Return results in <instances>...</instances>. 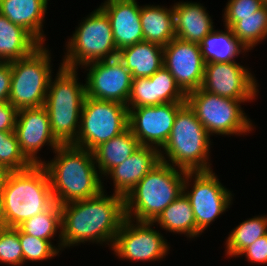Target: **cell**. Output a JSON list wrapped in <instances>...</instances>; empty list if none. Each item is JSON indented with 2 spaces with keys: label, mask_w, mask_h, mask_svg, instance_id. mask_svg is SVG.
Here are the masks:
<instances>
[{
  "label": "cell",
  "mask_w": 267,
  "mask_h": 266,
  "mask_svg": "<svg viewBox=\"0 0 267 266\" xmlns=\"http://www.w3.org/2000/svg\"><path fill=\"white\" fill-rule=\"evenodd\" d=\"M163 60L185 94L201 88L205 62L199 43L174 38L163 47Z\"/></svg>",
  "instance_id": "2e32d148"
},
{
  "label": "cell",
  "mask_w": 267,
  "mask_h": 266,
  "mask_svg": "<svg viewBox=\"0 0 267 266\" xmlns=\"http://www.w3.org/2000/svg\"><path fill=\"white\" fill-rule=\"evenodd\" d=\"M18 110L8 101L0 102V131H14Z\"/></svg>",
  "instance_id": "8d00e7d4"
},
{
  "label": "cell",
  "mask_w": 267,
  "mask_h": 266,
  "mask_svg": "<svg viewBox=\"0 0 267 266\" xmlns=\"http://www.w3.org/2000/svg\"><path fill=\"white\" fill-rule=\"evenodd\" d=\"M53 153L56 157L41 165L47 171L54 202L62 205L85 200L103 190L93 151L61 144Z\"/></svg>",
  "instance_id": "7a4b0ae2"
},
{
  "label": "cell",
  "mask_w": 267,
  "mask_h": 266,
  "mask_svg": "<svg viewBox=\"0 0 267 266\" xmlns=\"http://www.w3.org/2000/svg\"><path fill=\"white\" fill-rule=\"evenodd\" d=\"M33 164L21 152L14 131H0V168L6 172L23 171Z\"/></svg>",
  "instance_id": "1f68e13d"
},
{
  "label": "cell",
  "mask_w": 267,
  "mask_h": 266,
  "mask_svg": "<svg viewBox=\"0 0 267 266\" xmlns=\"http://www.w3.org/2000/svg\"><path fill=\"white\" fill-rule=\"evenodd\" d=\"M5 227V221L3 218V212H2V199H1V195H0V228Z\"/></svg>",
  "instance_id": "f35d334b"
},
{
  "label": "cell",
  "mask_w": 267,
  "mask_h": 266,
  "mask_svg": "<svg viewBox=\"0 0 267 266\" xmlns=\"http://www.w3.org/2000/svg\"><path fill=\"white\" fill-rule=\"evenodd\" d=\"M176 38L200 43L214 28L206 8L197 2H178L173 5Z\"/></svg>",
  "instance_id": "44dd1931"
},
{
  "label": "cell",
  "mask_w": 267,
  "mask_h": 266,
  "mask_svg": "<svg viewBox=\"0 0 267 266\" xmlns=\"http://www.w3.org/2000/svg\"><path fill=\"white\" fill-rule=\"evenodd\" d=\"M0 262L11 266L23 265V252L17 227L0 228Z\"/></svg>",
  "instance_id": "836d02e7"
},
{
  "label": "cell",
  "mask_w": 267,
  "mask_h": 266,
  "mask_svg": "<svg viewBox=\"0 0 267 266\" xmlns=\"http://www.w3.org/2000/svg\"><path fill=\"white\" fill-rule=\"evenodd\" d=\"M0 195L5 227H17L54 203L49 177L41 164L7 172Z\"/></svg>",
  "instance_id": "3957f363"
},
{
  "label": "cell",
  "mask_w": 267,
  "mask_h": 266,
  "mask_svg": "<svg viewBox=\"0 0 267 266\" xmlns=\"http://www.w3.org/2000/svg\"><path fill=\"white\" fill-rule=\"evenodd\" d=\"M41 44L22 26L0 14V62H12L30 55Z\"/></svg>",
  "instance_id": "cb8c5ba5"
},
{
  "label": "cell",
  "mask_w": 267,
  "mask_h": 266,
  "mask_svg": "<svg viewBox=\"0 0 267 266\" xmlns=\"http://www.w3.org/2000/svg\"><path fill=\"white\" fill-rule=\"evenodd\" d=\"M258 84L248 68L233 62L205 63L201 89L225 98L255 100Z\"/></svg>",
  "instance_id": "5bb4252c"
},
{
  "label": "cell",
  "mask_w": 267,
  "mask_h": 266,
  "mask_svg": "<svg viewBox=\"0 0 267 266\" xmlns=\"http://www.w3.org/2000/svg\"><path fill=\"white\" fill-rule=\"evenodd\" d=\"M165 103H186V94L164 66L150 77L132 79L128 108Z\"/></svg>",
  "instance_id": "ac0fdd59"
},
{
  "label": "cell",
  "mask_w": 267,
  "mask_h": 266,
  "mask_svg": "<svg viewBox=\"0 0 267 266\" xmlns=\"http://www.w3.org/2000/svg\"><path fill=\"white\" fill-rule=\"evenodd\" d=\"M224 31L213 29L199 44L205 63L209 62H233L240 53L248 50L234 36L229 27Z\"/></svg>",
  "instance_id": "4316f807"
},
{
  "label": "cell",
  "mask_w": 267,
  "mask_h": 266,
  "mask_svg": "<svg viewBox=\"0 0 267 266\" xmlns=\"http://www.w3.org/2000/svg\"><path fill=\"white\" fill-rule=\"evenodd\" d=\"M117 56L132 79L150 77L164 66L163 47L147 41L122 48Z\"/></svg>",
  "instance_id": "603a6c76"
},
{
  "label": "cell",
  "mask_w": 267,
  "mask_h": 266,
  "mask_svg": "<svg viewBox=\"0 0 267 266\" xmlns=\"http://www.w3.org/2000/svg\"><path fill=\"white\" fill-rule=\"evenodd\" d=\"M84 67L89 70L85 83L86 97L127 105L132 76L118 56Z\"/></svg>",
  "instance_id": "4fadbf2b"
},
{
  "label": "cell",
  "mask_w": 267,
  "mask_h": 266,
  "mask_svg": "<svg viewBox=\"0 0 267 266\" xmlns=\"http://www.w3.org/2000/svg\"><path fill=\"white\" fill-rule=\"evenodd\" d=\"M11 78V62H0V102L8 101Z\"/></svg>",
  "instance_id": "74e56055"
},
{
  "label": "cell",
  "mask_w": 267,
  "mask_h": 266,
  "mask_svg": "<svg viewBox=\"0 0 267 266\" xmlns=\"http://www.w3.org/2000/svg\"><path fill=\"white\" fill-rule=\"evenodd\" d=\"M191 181L194 183H190ZM190 185L192 188L188 191ZM183 193L189 199L193 210L196 238L232 205L231 191L220 183L213 170L186 171Z\"/></svg>",
  "instance_id": "8fae6325"
},
{
  "label": "cell",
  "mask_w": 267,
  "mask_h": 266,
  "mask_svg": "<svg viewBox=\"0 0 267 266\" xmlns=\"http://www.w3.org/2000/svg\"><path fill=\"white\" fill-rule=\"evenodd\" d=\"M6 173H7L6 171L0 168V193H1V188H2V184H3Z\"/></svg>",
  "instance_id": "ab89813d"
},
{
  "label": "cell",
  "mask_w": 267,
  "mask_h": 266,
  "mask_svg": "<svg viewBox=\"0 0 267 266\" xmlns=\"http://www.w3.org/2000/svg\"><path fill=\"white\" fill-rule=\"evenodd\" d=\"M17 228L25 234L48 240L59 231V245L58 250H62L61 243V207L58 203L54 202L47 210L42 213L23 221Z\"/></svg>",
  "instance_id": "f546056e"
},
{
  "label": "cell",
  "mask_w": 267,
  "mask_h": 266,
  "mask_svg": "<svg viewBox=\"0 0 267 266\" xmlns=\"http://www.w3.org/2000/svg\"><path fill=\"white\" fill-rule=\"evenodd\" d=\"M186 171L160 161L124 197L125 216L154 222L183 193Z\"/></svg>",
  "instance_id": "277c9868"
},
{
  "label": "cell",
  "mask_w": 267,
  "mask_h": 266,
  "mask_svg": "<svg viewBox=\"0 0 267 266\" xmlns=\"http://www.w3.org/2000/svg\"><path fill=\"white\" fill-rule=\"evenodd\" d=\"M49 0H0V14L27 30L40 44L45 42L43 22Z\"/></svg>",
  "instance_id": "7402d4cb"
},
{
  "label": "cell",
  "mask_w": 267,
  "mask_h": 266,
  "mask_svg": "<svg viewBox=\"0 0 267 266\" xmlns=\"http://www.w3.org/2000/svg\"><path fill=\"white\" fill-rule=\"evenodd\" d=\"M139 147L140 143L129 127L121 134L101 143L93 150L100 175L105 177L112 168L123 163Z\"/></svg>",
  "instance_id": "484cf974"
},
{
  "label": "cell",
  "mask_w": 267,
  "mask_h": 266,
  "mask_svg": "<svg viewBox=\"0 0 267 266\" xmlns=\"http://www.w3.org/2000/svg\"><path fill=\"white\" fill-rule=\"evenodd\" d=\"M140 19L143 41L164 47L172 39L176 38L173 6L169 9L159 5L141 6Z\"/></svg>",
  "instance_id": "d4e9b609"
},
{
  "label": "cell",
  "mask_w": 267,
  "mask_h": 266,
  "mask_svg": "<svg viewBox=\"0 0 267 266\" xmlns=\"http://www.w3.org/2000/svg\"><path fill=\"white\" fill-rule=\"evenodd\" d=\"M167 232L196 237V222L189 199L184 193L167 206L154 223Z\"/></svg>",
  "instance_id": "83f0119b"
},
{
  "label": "cell",
  "mask_w": 267,
  "mask_h": 266,
  "mask_svg": "<svg viewBox=\"0 0 267 266\" xmlns=\"http://www.w3.org/2000/svg\"><path fill=\"white\" fill-rule=\"evenodd\" d=\"M231 29L245 49L252 50L267 37V4L253 15L241 17V20L237 21Z\"/></svg>",
  "instance_id": "4dcf8cb0"
},
{
  "label": "cell",
  "mask_w": 267,
  "mask_h": 266,
  "mask_svg": "<svg viewBox=\"0 0 267 266\" xmlns=\"http://www.w3.org/2000/svg\"><path fill=\"white\" fill-rule=\"evenodd\" d=\"M128 127L127 105L85 96L79 132L72 144L93 151L101 143L121 134Z\"/></svg>",
  "instance_id": "30bf717a"
},
{
  "label": "cell",
  "mask_w": 267,
  "mask_h": 266,
  "mask_svg": "<svg viewBox=\"0 0 267 266\" xmlns=\"http://www.w3.org/2000/svg\"><path fill=\"white\" fill-rule=\"evenodd\" d=\"M210 146V135L185 103L176 114L169 139L159 151L160 160L184 171H209Z\"/></svg>",
  "instance_id": "5b68a950"
},
{
  "label": "cell",
  "mask_w": 267,
  "mask_h": 266,
  "mask_svg": "<svg viewBox=\"0 0 267 266\" xmlns=\"http://www.w3.org/2000/svg\"><path fill=\"white\" fill-rule=\"evenodd\" d=\"M267 234V215L254 216L244 220L231 231L226 239V255L239 257V254L257 239Z\"/></svg>",
  "instance_id": "f1b7e54d"
},
{
  "label": "cell",
  "mask_w": 267,
  "mask_h": 266,
  "mask_svg": "<svg viewBox=\"0 0 267 266\" xmlns=\"http://www.w3.org/2000/svg\"><path fill=\"white\" fill-rule=\"evenodd\" d=\"M77 69L60 65L55 80L51 77L44 107L51 130L61 144H72L80 128L85 84L78 82Z\"/></svg>",
  "instance_id": "8992f818"
},
{
  "label": "cell",
  "mask_w": 267,
  "mask_h": 266,
  "mask_svg": "<svg viewBox=\"0 0 267 266\" xmlns=\"http://www.w3.org/2000/svg\"><path fill=\"white\" fill-rule=\"evenodd\" d=\"M125 218L118 231L112 250L120 259L130 261L162 260L168 251L167 240L159 230H154V222H140Z\"/></svg>",
  "instance_id": "7c38bea8"
},
{
  "label": "cell",
  "mask_w": 267,
  "mask_h": 266,
  "mask_svg": "<svg viewBox=\"0 0 267 266\" xmlns=\"http://www.w3.org/2000/svg\"><path fill=\"white\" fill-rule=\"evenodd\" d=\"M104 193L103 189L88 199L60 205L63 250L85 242H105L112 248L126 218L124 197L115 193L107 196Z\"/></svg>",
  "instance_id": "6da1fadb"
},
{
  "label": "cell",
  "mask_w": 267,
  "mask_h": 266,
  "mask_svg": "<svg viewBox=\"0 0 267 266\" xmlns=\"http://www.w3.org/2000/svg\"><path fill=\"white\" fill-rule=\"evenodd\" d=\"M250 100H235L211 94L203 89L186 94V103L209 135H242L250 133L253 125L241 108V103Z\"/></svg>",
  "instance_id": "9c48e42d"
},
{
  "label": "cell",
  "mask_w": 267,
  "mask_h": 266,
  "mask_svg": "<svg viewBox=\"0 0 267 266\" xmlns=\"http://www.w3.org/2000/svg\"><path fill=\"white\" fill-rule=\"evenodd\" d=\"M108 16L115 46L119 51L143 41L141 6L136 0H106L99 6Z\"/></svg>",
  "instance_id": "d6986e66"
},
{
  "label": "cell",
  "mask_w": 267,
  "mask_h": 266,
  "mask_svg": "<svg viewBox=\"0 0 267 266\" xmlns=\"http://www.w3.org/2000/svg\"><path fill=\"white\" fill-rule=\"evenodd\" d=\"M264 5V0H229L223 15L225 27L231 28L241 17L253 15Z\"/></svg>",
  "instance_id": "e575fe53"
},
{
  "label": "cell",
  "mask_w": 267,
  "mask_h": 266,
  "mask_svg": "<svg viewBox=\"0 0 267 266\" xmlns=\"http://www.w3.org/2000/svg\"><path fill=\"white\" fill-rule=\"evenodd\" d=\"M79 24L66 44V54L61 65L78 69L96 61L117 57L110 20L98 7Z\"/></svg>",
  "instance_id": "52a82bcc"
},
{
  "label": "cell",
  "mask_w": 267,
  "mask_h": 266,
  "mask_svg": "<svg viewBox=\"0 0 267 266\" xmlns=\"http://www.w3.org/2000/svg\"><path fill=\"white\" fill-rule=\"evenodd\" d=\"M14 132L21 152L33 165L43 163L37 154L46 143L53 151L61 145L52 133L44 106L18 110Z\"/></svg>",
  "instance_id": "e0dca14e"
},
{
  "label": "cell",
  "mask_w": 267,
  "mask_h": 266,
  "mask_svg": "<svg viewBox=\"0 0 267 266\" xmlns=\"http://www.w3.org/2000/svg\"><path fill=\"white\" fill-rule=\"evenodd\" d=\"M245 255L248 262L267 264V234L257 239L253 244L245 248L240 254Z\"/></svg>",
  "instance_id": "d590c367"
},
{
  "label": "cell",
  "mask_w": 267,
  "mask_h": 266,
  "mask_svg": "<svg viewBox=\"0 0 267 266\" xmlns=\"http://www.w3.org/2000/svg\"><path fill=\"white\" fill-rule=\"evenodd\" d=\"M19 239L23 252V264L26 261H42L55 257L60 252L53 242L37 238L19 230Z\"/></svg>",
  "instance_id": "d6a6232c"
},
{
  "label": "cell",
  "mask_w": 267,
  "mask_h": 266,
  "mask_svg": "<svg viewBox=\"0 0 267 266\" xmlns=\"http://www.w3.org/2000/svg\"><path fill=\"white\" fill-rule=\"evenodd\" d=\"M184 104L165 103L128 108L129 128L140 145L161 151L169 139L176 114Z\"/></svg>",
  "instance_id": "9a60e30c"
},
{
  "label": "cell",
  "mask_w": 267,
  "mask_h": 266,
  "mask_svg": "<svg viewBox=\"0 0 267 266\" xmlns=\"http://www.w3.org/2000/svg\"><path fill=\"white\" fill-rule=\"evenodd\" d=\"M159 151L140 145L123 163L112 168L105 176L113 180V193L125 197L161 161Z\"/></svg>",
  "instance_id": "ffe728a7"
},
{
  "label": "cell",
  "mask_w": 267,
  "mask_h": 266,
  "mask_svg": "<svg viewBox=\"0 0 267 266\" xmlns=\"http://www.w3.org/2000/svg\"><path fill=\"white\" fill-rule=\"evenodd\" d=\"M51 55L41 44L30 55L11 62V89L8 102L17 110L45 104L52 75Z\"/></svg>",
  "instance_id": "ba28073f"
}]
</instances>
